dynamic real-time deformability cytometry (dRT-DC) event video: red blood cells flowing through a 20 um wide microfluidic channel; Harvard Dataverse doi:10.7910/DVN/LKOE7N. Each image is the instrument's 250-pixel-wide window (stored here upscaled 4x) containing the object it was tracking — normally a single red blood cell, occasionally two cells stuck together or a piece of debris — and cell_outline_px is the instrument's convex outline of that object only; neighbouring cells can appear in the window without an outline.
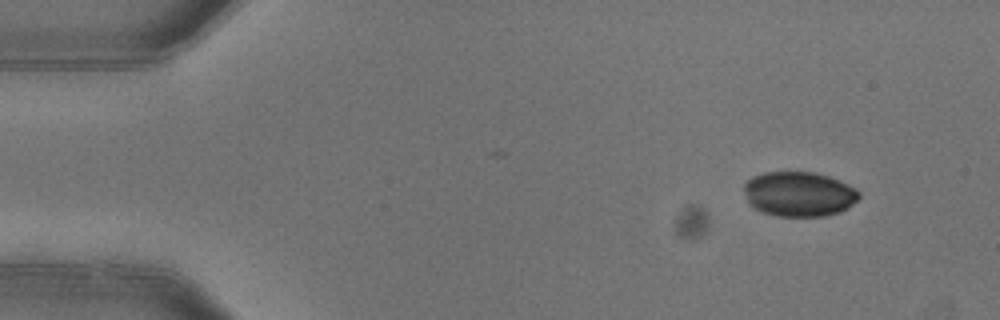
{"species": "common noctule bat (a hibernating species)", "species_latin": "Nyctalus noctula", "temperature_condition": "warm", "stored_images_in_passage": 7, "camera_frame_rate_fps": 3000, "um_per_image_px": 0.085, "animal": {"sex": "female"}, "frame": {"image": 1, "passage_image": 1, "time_ms": 0.0, "image_size_px": [1000, 320], "cell_outline_px": [[860, 196], [848, 208], [840, 212], [824, 216], [776, 216], [764, 212], [756, 208], [748, 200], [744, 192], [744, 184], [752, 176], [764, 172], [816, 172], [828, 176], [848, 184], [856, 188], [860, 192]], "centroid_in_image_um": [67.94, 16.48], "position_along_channel_um": 17.1, "area_um2": 30.0}}
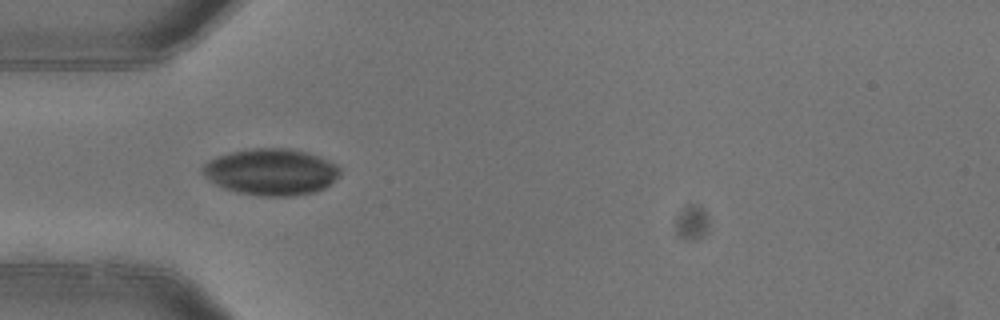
{"frame": {"image": 2, "passage_image": 4, "time_ms": 1.0, "image_size_px": [1000, 320], "cell_outline_px": [[340, 176], [324, 188], [316, 192], [292, 196], [260, 196], [236, 192], [224, 188], [216, 184], [200, 168], [208, 160], [232, 152], [256, 148], [288, 148], [320, 156], [336, 164], [340, 168]], "centroid_in_image_um": [23.09, 14.62], "position_along_channel_um": 61.9, "area_um2": 36.99}}